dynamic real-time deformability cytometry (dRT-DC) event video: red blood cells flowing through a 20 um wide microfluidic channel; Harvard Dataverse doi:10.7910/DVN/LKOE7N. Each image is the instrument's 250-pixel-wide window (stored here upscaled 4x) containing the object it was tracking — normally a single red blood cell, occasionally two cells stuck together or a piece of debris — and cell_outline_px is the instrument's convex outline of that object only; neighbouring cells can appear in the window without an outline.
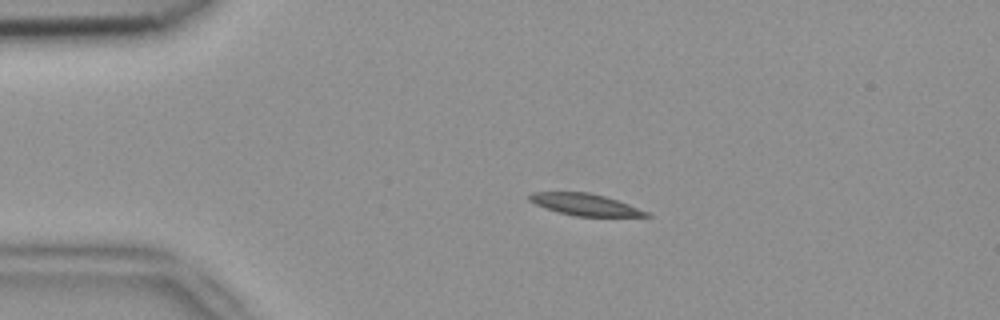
{"species": "common noctule bat (a hibernating species)", "species_latin": "Nyctalus noctula", "temperature_condition": "room temperature", "stored_images_in_passage": 52, "camera_frame_rate_fps": 3000, "um_per_image_px": 0.085, "animal": {"sex": "female", "body_mass_g": 18.4}, "frame": {"image": 1, "passage_image": 11, "time_ms": 3.333, "image_size_px": [1000, 320], "cell_outline_px": [[652, 216], [576, 216], [556, 212], [544, 208], [528, 200], [528, 196], [532, 192], [588, 192], [604, 196], [628, 204], [648, 212]], "centroid_in_image_um": [49.67, 17.38], "position_along_channel_um": 35.3, "area_um2": 14.68}}
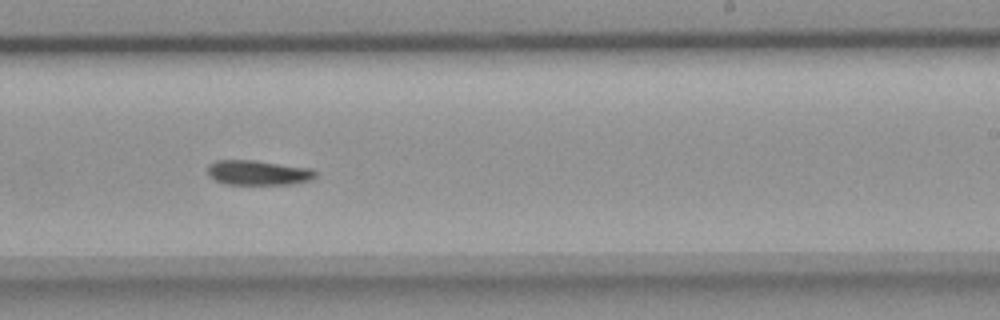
{"frame": {"image": 2, "passage_image": 32, "time_ms": 10.333, "image_size_px": [1000, 320], "cell_outline_px": [[316, 176], [312, 180], [288, 184], [224, 184], [216, 180], [208, 172], [208, 164], [216, 160], [252, 160], [312, 168], [316, 172]], "centroid_in_image_um": [21.96, 14.67], "position_along_channel_um": 267.0, "area_um2": 15.49}}
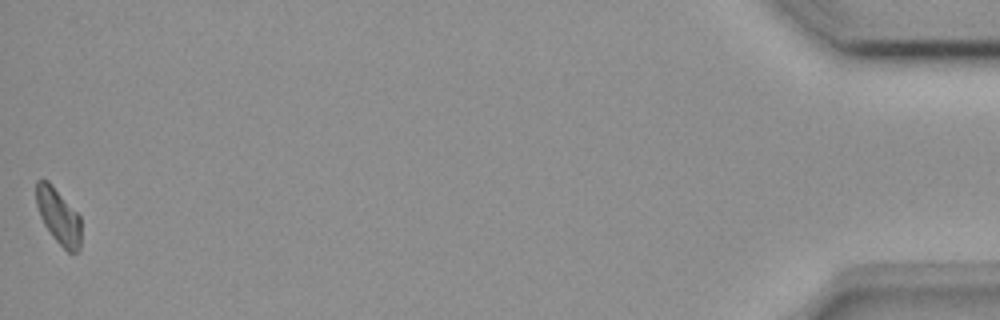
{"frame": {"image": 3, "passage_image": 52, "time_ms": 17.0, "image_size_px": [1000, 320], "cell_outline_px": [[80, 248], [76, 252], [68, 252], [52, 236], [44, 224], [40, 216], [36, 204], [36, 180], [48, 180], [52, 184], [80, 216]], "centroid_in_image_um": [4.96, 18.36], "position_along_channel_um": 430.2, "area_um2": 14.39}}